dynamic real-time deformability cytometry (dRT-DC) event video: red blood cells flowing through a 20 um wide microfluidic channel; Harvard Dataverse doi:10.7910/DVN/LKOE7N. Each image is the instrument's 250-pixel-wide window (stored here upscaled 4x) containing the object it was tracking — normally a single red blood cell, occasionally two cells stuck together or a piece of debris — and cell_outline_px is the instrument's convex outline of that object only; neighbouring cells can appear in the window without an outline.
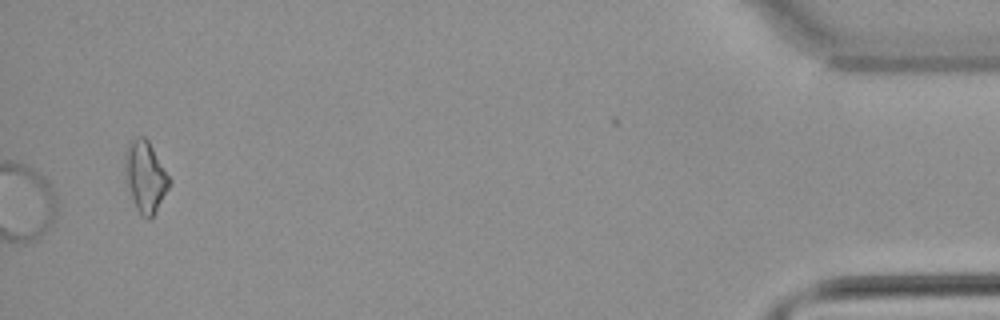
{"species": "common noctule bat (a hibernating species)", "species_latin": "Nyctalus noctula", "temperature_condition": "warm", "stored_images_in_passage": 40, "camera_frame_rate_fps": 3000, "um_per_image_px": 0.085, "animal": {"sex": "male", "body_mass_g": 21.5, "forearm_length_mm": 52.0}, "frame": {"image": 1, "passage_image": 40, "time_ms": 13.0, "image_size_px": [1000, 320], "cell_outline_px": [[172, 180], [168, 188], [152, 216], [148, 220], [136, 208], [124, 180], [124, 156], [128, 144], [136, 136], [144, 136], [148, 140]], "centroid_in_image_um": [12.32, 14.96], "position_along_channel_um": 422.9, "area_um2": 18.32}}